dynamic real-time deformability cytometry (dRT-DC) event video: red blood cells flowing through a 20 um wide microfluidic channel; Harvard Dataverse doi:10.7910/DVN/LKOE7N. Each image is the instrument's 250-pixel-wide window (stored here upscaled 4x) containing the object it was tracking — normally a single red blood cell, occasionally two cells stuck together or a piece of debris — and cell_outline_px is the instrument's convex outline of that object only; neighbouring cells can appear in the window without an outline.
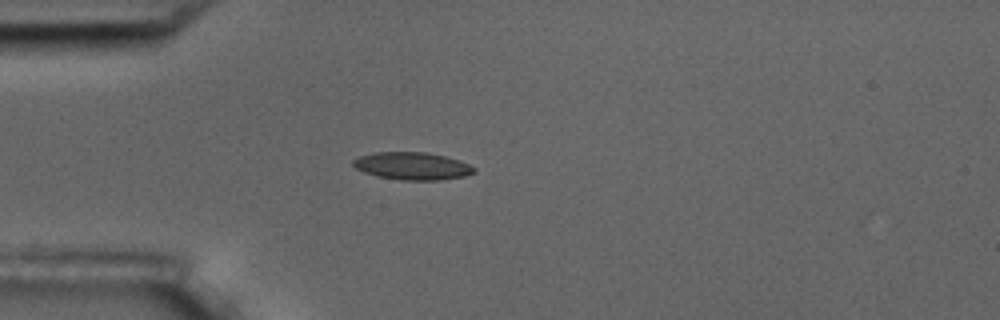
{"species": "common noctule bat (a hibernating species)", "species_latin": "Nyctalus noctula", "temperature_condition": "room temperature", "stored_images_in_passage": 41, "camera_frame_rate_fps": 3000, "um_per_image_px": 0.085, "animal": {"sex": "male", "body_mass_g": 17.5, "forearm_length_mm": 52.3}, "frame": {"image": 1, "passage_image": 1, "time_ms": 0.0, "image_size_px": [1000, 320], "cell_outline_px": [[476, 172], [464, 176], [440, 180], [404, 180], [376, 176], [364, 172], [356, 168], [352, 164], [352, 160], [360, 156], [376, 152], [424, 152], [444, 156], [468, 164], [476, 168]], "centroid_in_image_um": [35.03, 14.11], "position_along_channel_um": 50.0, "area_um2": 19.25}}
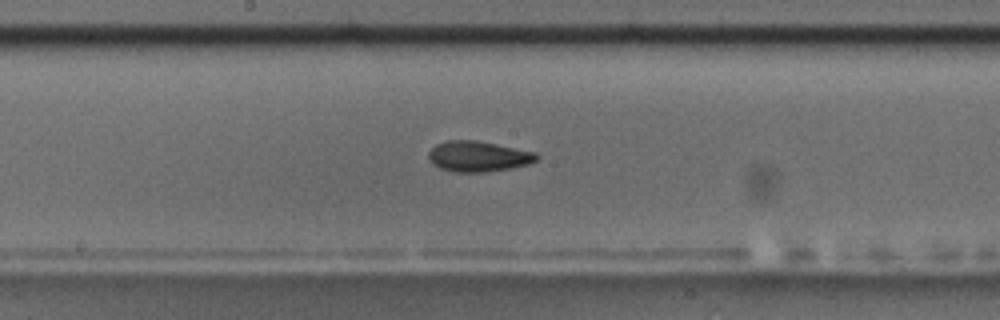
{"frame": {"image": 2, "passage_image": 15, "time_ms": 4.667, "image_size_px": [1000, 320], "cell_outline_px": [[540, 156], [536, 160], [528, 164], [512, 168], [484, 172], [456, 172], [440, 168], [432, 164], [428, 160], [428, 152], [436, 144], [448, 140], [476, 140], [536, 152]], "centroid_in_image_um": [40.64, 13.29], "position_along_channel_um": 207.6, "area_um2": 19.31}}
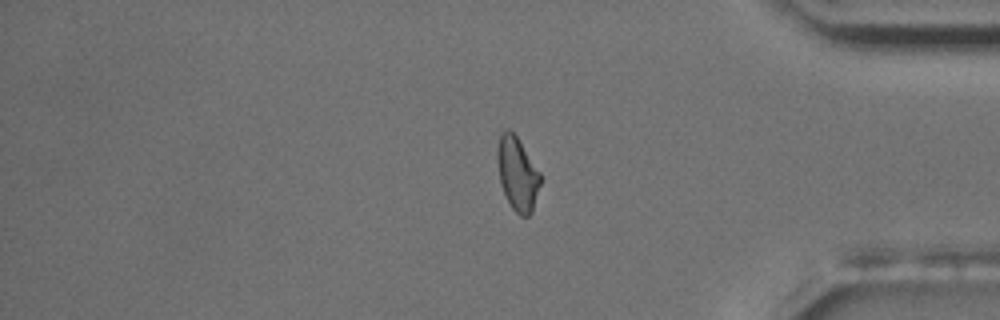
{"frame": {"image": 3, "passage_image": 32, "time_ms": 10.333, "image_size_px": [1000, 320], "cell_outline_px": [[540, 184], [532, 212], [528, 216], [520, 216], [512, 208], [500, 184], [496, 160], [496, 148], [500, 136], [508, 128], [516, 136], [540, 172]], "centroid_in_image_um": [43.96, 14.78], "position_along_channel_um": 391.2, "area_um2": 18.26}, "authors_computed_cell_mechanics": {"area_um2": 18.6116, "velocity_mm_per_s": 3.6332, "shape_relaxation_time_tau1_ms": 4.32, "shape_relaxation_time_tau2_ms": 3.0912, "deformation_change_tau1": 0.1511, "deformation_change_tau2": 0.0958}}